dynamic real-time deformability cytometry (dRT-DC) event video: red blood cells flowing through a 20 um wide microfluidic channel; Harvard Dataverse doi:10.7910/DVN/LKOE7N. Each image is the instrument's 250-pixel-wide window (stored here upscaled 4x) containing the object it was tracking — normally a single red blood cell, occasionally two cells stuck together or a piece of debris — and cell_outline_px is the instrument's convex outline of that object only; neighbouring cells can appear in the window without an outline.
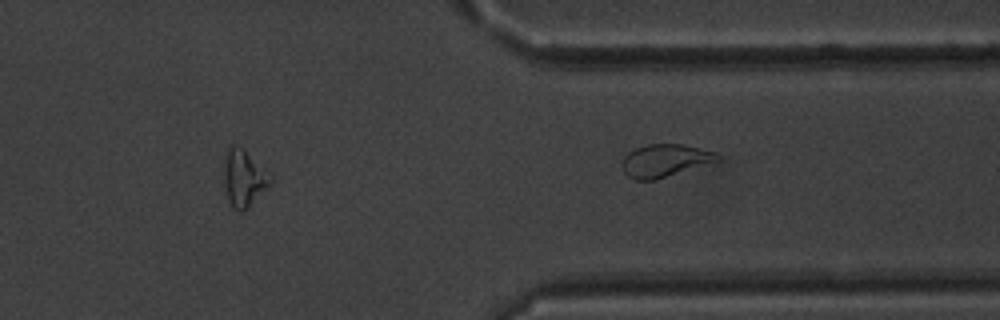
{"species": "common noctule bat (a hibernating species)", "species_latin": "Nyctalus noctula", "temperature_condition": "warm", "stored_images_in_passage": 27, "segment_of_instrument_passage": [2, 2], "camera_frame_rate_fps": 3000, "um_per_image_px": 0.085, "animal": {"sex": "male", "body_mass_g": 20.1, "forearm_length_mm": 53.5}, "frame": {"image": 1, "passage_image": 27, "time_ms": 8.667, "image_size_px": [1000, 320], "cell_outline_px": [[720, 160], [656, 180], [636, 180], [628, 176], [624, 172], [620, 164], [624, 156], [628, 152], [636, 148], [648, 144], [680, 144], [700, 148], [712, 152], [720, 156]], "centroid_in_image_um": [56.47, 13.65], "position_along_channel_um": 354.9, "area_um2": 18.09}}